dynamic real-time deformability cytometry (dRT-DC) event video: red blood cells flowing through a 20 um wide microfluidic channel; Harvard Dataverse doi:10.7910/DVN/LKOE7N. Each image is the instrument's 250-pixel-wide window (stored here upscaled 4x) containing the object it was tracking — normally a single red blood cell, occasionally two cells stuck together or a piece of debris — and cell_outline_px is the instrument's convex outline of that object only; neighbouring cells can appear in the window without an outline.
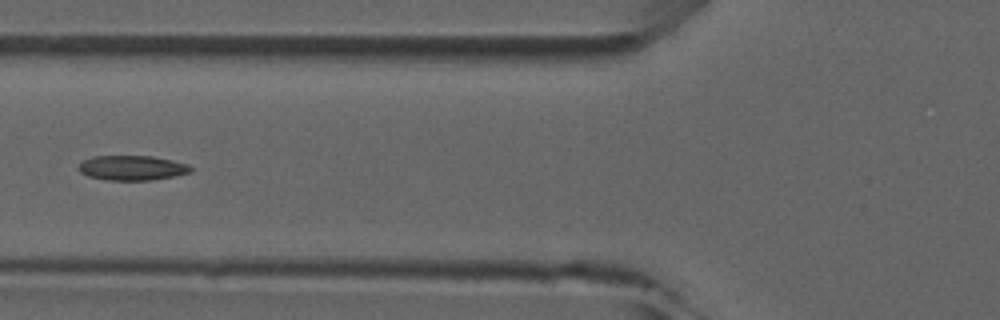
{"species": "common noctule bat (a hibernating species)", "species_latin": "Nyctalus noctula", "temperature_condition": "room temperature", "stored_images_in_passage": 7, "camera_frame_rate_fps": 3000, "um_per_image_px": 0.085, "animal": {"sex": "male", "forearm_length_mm": 52.5}, "frame": {"image": 1, "passage_image": 6, "time_ms": 5.667, "image_size_px": [1000, 320], "cell_outline_px": [[192, 172], [176, 176], [152, 180], [108, 180], [88, 176], [80, 172], [76, 168], [84, 160], [92, 156], [152, 156], [172, 160], [188, 164], [192, 168]], "centroid_in_image_um": [11.24, 14.27], "position_along_channel_um": 114.6, "area_um2": 16.3}}
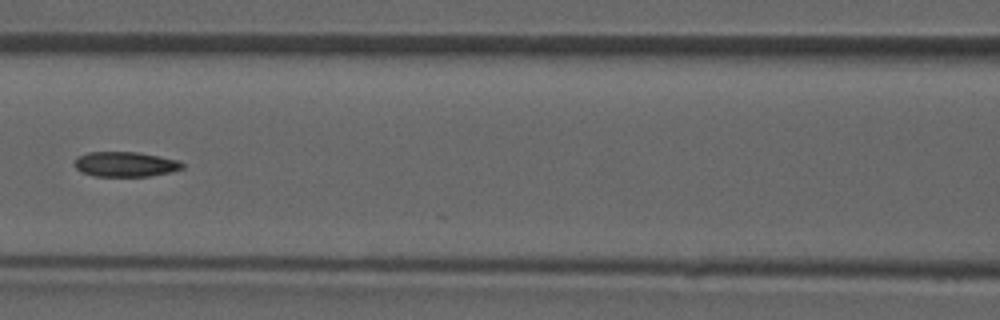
{"frame": {"image": 2, "passage_image": 7, "time_ms": 6.667, "image_size_px": [1000, 320], "cell_outline_px": [[184, 168], [172, 172], [148, 176], [92, 176], [80, 172], [76, 168], [76, 156], [88, 152], [136, 152], [160, 156], [180, 160], [184, 164]], "centroid_in_image_um": [10.68, 13.96], "position_along_channel_um": 155.9, "area_um2": 15.84}}